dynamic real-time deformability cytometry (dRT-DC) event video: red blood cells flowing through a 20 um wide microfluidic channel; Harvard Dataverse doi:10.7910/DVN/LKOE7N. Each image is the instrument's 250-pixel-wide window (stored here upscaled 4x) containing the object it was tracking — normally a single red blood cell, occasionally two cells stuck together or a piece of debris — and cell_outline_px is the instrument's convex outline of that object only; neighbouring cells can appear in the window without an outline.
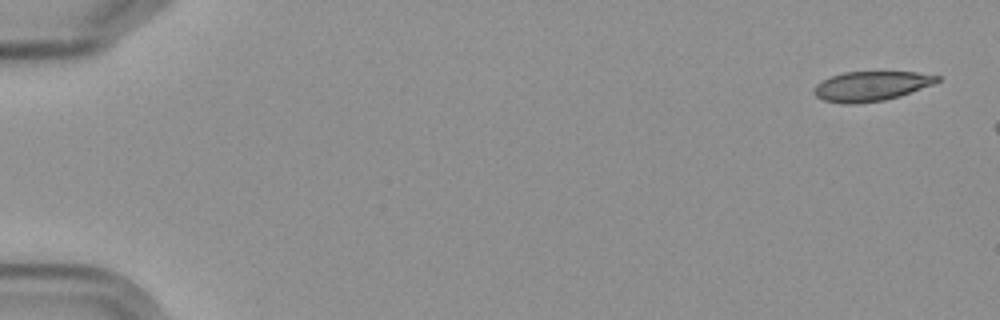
{"species": "Egyptian fruit bat (a non-hibernating species)", "species_latin": "Rousettus aegyptiacus", "temperature_condition": "cold", "stored_images_in_passage": 6, "camera_frame_rate_fps": 3000, "um_per_image_px": 0.085, "frame": {"image": 1, "passage_image": 1, "time_ms": 0.0, "image_size_px": [1000, 320], "cell_outline_px": [[940, 80], [932, 84], [900, 96], [884, 100], [856, 104], [840, 104], [820, 100], [812, 92], [816, 84], [832, 76], [844, 72], [916, 72], [940, 76]], "centroid_in_image_um": [74.0, 7.33], "position_along_channel_um": 11.0, "area_um2": 21.33}}
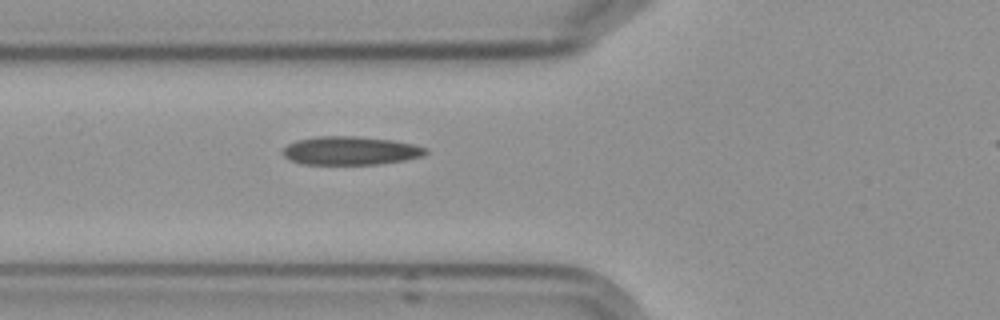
{"frame": {"image": 2, "passage_image": 6, "time_ms": 6.667, "image_size_px": [1000, 320], "cell_outline_px": [[428, 152], [424, 156], [404, 160], [376, 164], [304, 164], [292, 160], [284, 156], [284, 148], [288, 144], [296, 140], [316, 136], [360, 136], [392, 140], [412, 144], [428, 148]], "centroid_in_image_um": [29.82, 12.8], "position_along_channel_um": 96.0, "area_um2": 23.64}}